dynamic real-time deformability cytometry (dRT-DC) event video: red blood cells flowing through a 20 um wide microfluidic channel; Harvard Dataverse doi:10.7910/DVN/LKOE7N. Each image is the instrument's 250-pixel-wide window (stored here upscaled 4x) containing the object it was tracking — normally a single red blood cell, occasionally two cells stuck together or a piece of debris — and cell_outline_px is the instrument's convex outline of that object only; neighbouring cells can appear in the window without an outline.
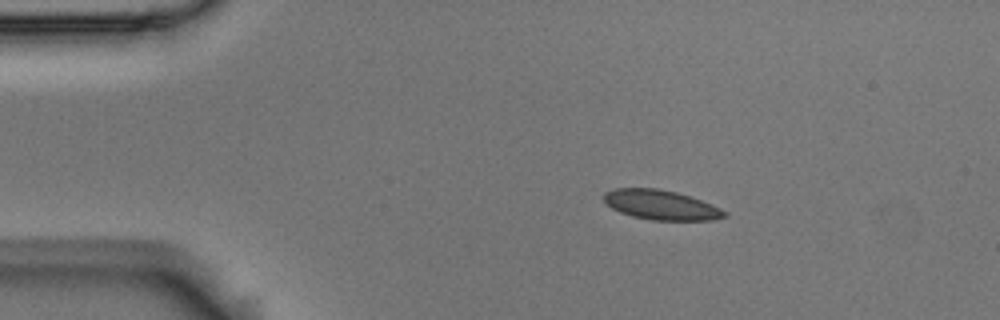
{"species": "Egyptian fruit bat (a non-hibernating species)", "species_latin": "Rousettus aegyptiacus", "temperature_condition": "room temperature", "stored_images_in_passage": 4, "camera_frame_rate_fps": 3000, "um_per_image_px": 0.085, "animal": {"sex": "male"}, "frame": {"image": 1, "passage_image": 1, "time_ms": 0.0, "image_size_px": [1000, 320], "cell_outline_px": [[728, 216], [712, 220], [652, 220], [632, 216], [620, 212], [612, 208], [604, 200], [604, 192], [612, 188], [656, 188], [676, 192], [712, 204], [728, 212]], "centroid_in_image_um": [56.19, 17.42], "position_along_channel_um": 28.8, "area_um2": 20.81}}
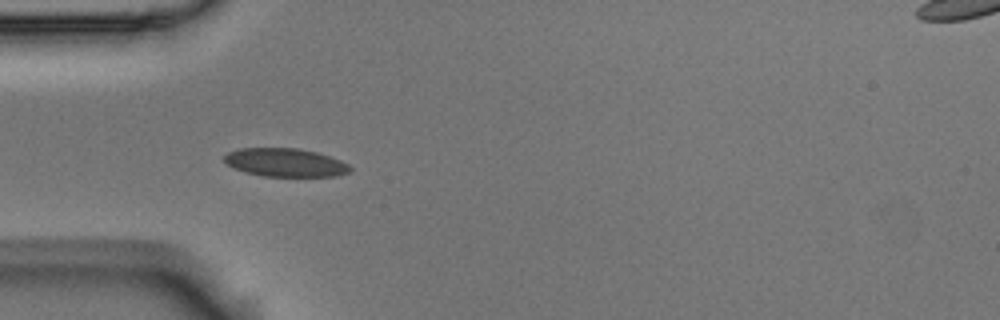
{"frame": {"image": 2, "passage_image": 3, "time_ms": 0.667, "image_size_px": [1000, 320], "cell_outline_px": [[352, 168], [348, 172], [336, 176], [264, 176], [244, 172], [232, 168], [224, 160], [224, 156], [228, 152], [240, 148], [296, 148], [316, 152], [340, 160], [348, 164]], "centroid_in_image_um": [24.22, 13.81], "position_along_channel_um": 60.8, "area_um2": 20.69}}
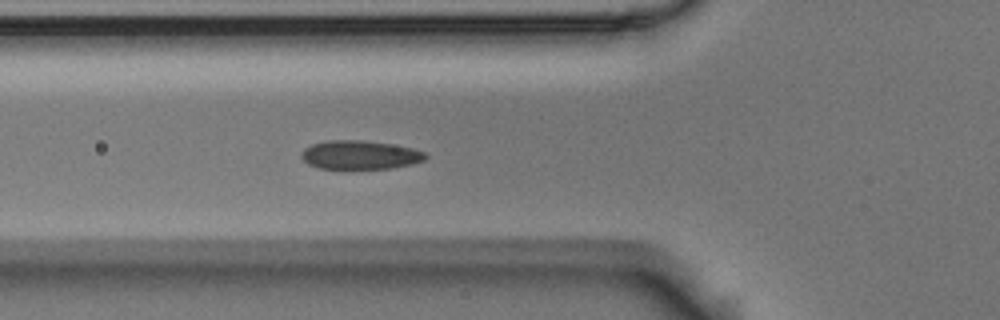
{"frame": {"image": 3, "passage_image": 4, "time_ms": 1.0, "image_size_px": [1000, 320], "cell_outline_px": [[428, 156], [424, 160], [412, 164], [392, 168], [320, 168], [308, 164], [300, 156], [304, 148], [312, 144], [328, 140], [364, 140], [412, 148], [424, 152]], "centroid_in_image_um": [30.58, 13.16], "position_along_channel_um": 95.2, "area_um2": 20.58}}